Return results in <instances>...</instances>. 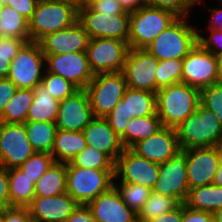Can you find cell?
I'll return each instance as SVG.
<instances>
[{
  "mask_svg": "<svg viewBox=\"0 0 222 222\" xmlns=\"http://www.w3.org/2000/svg\"><path fill=\"white\" fill-rule=\"evenodd\" d=\"M183 203H180L173 210L166 212L158 217L149 219L147 222H182Z\"/></svg>",
  "mask_w": 222,
  "mask_h": 222,
  "instance_id": "816d5d0a",
  "label": "cell"
},
{
  "mask_svg": "<svg viewBox=\"0 0 222 222\" xmlns=\"http://www.w3.org/2000/svg\"><path fill=\"white\" fill-rule=\"evenodd\" d=\"M214 222H222V207L213 213Z\"/></svg>",
  "mask_w": 222,
  "mask_h": 222,
  "instance_id": "680465c9",
  "label": "cell"
},
{
  "mask_svg": "<svg viewBox=\"0 0 222 222\" xmlns=\"http://www.w3.org/2000/svg\"><path fill=\"white\" fill-rule=\"evenodd\" d=\"M200 104L212 111L222 125V81L200 90Z\"/></svg>",
  "mask_w": 222,
  "mask_h": 222,
  "instance_id": "ab89813d",
  "label": "cell"
},
{
  "mask_svg": "<svg viewBox=\"0 0 222 222\" xmlns=\"http://www.w3.org/2000/svg\"><path fill=\"white\" fill-rule=\"evenodd\" d=\"M212 15L209 20V30H222V8L210 9Z\"/></svg>",
  "mask_w": 222,
  "mask_h": 222,
  "instance_id": "f5cc1de1",
  "label": "cell"
},
{
  "mask_svg": "<svg viewBox=\"0 0 222 222\" xmlns=\"http://www.w3.org/2000/svg\"><path fill=\"white\" fill-rule=\"evenodd\" d=\"M116 180L117 179L114 178V186L119 191L122 200L130 209L138 214L151 194L152 189L135 183L119 182L118 185V183L115 182Z\"/></svg>",
  "mask_w": 222,
  "mask_h": 222,
  "instance_id": "e575fe53",
  "label": "cell"
},
{
  "mask_svg": "<svg viewBox=\"0 0 222 222\" xmlns=\"http://www.w3.org/2000/svg\"><path fill=\"white\" fill-rule=\"evenodd\" d=\"M45 69L70 81L78 89H85L94 76L86 52L45 55Z\"/></svg>",
  "mask_w": 222,
  "mask_h": 222,
  "instance_id": "e0dca14e",
  "label": "cell"
},
{
  "mask_svg": "<svg viewBox=\"0 0 222 222\" xmlns=\"http://www.w3.org/2000/svg\"><path fill=\"white\" fill-rule=\"evenodd\" d=\"M157 112L151 116L130 119L126 132L120 137L124 148H131L139 141L145 140L162 128Z\"/></svg>",
  "mask_w": 222,
  "mask_h": 222,
  "instance_id": "f1b7e54d",
  "label": "cell"
},
{
  "mask_svg": "<svg viewBox=\"0 0 222 222\" xmlns=\"http://www.w3.org/2000/svg\"><path fill=\"white\" fill-rule=\"evenodd\" d=\"M0 36L30 38L29 22L10 6H3L0 14Z\"/></svg>",
  "mask_w": 222,
  "mask_h": 222,
  "instance_id": "d6a6232c",
  "label": "cell"
},
{
  "mask_svg": "<svg viewBox=\"0 0 222 222\" xmlns=\"http://www.w3.org/2000/svg\"><path fill=\"white\" fill-rule=\"evenodd\" d=\"M9 206L28 207L33 198L35 183L19 168L8 169Z\"/></svg>",
  "mask_w": 222,
  "mask_h": 222,
  "instance_id": "f546056e",
  "label": "cell"
},
{
  "mask_svg": "<svg viewBox=\"0 0 222 222\" xmlns=\"http://www.w3.org/2000/svg\"><path fill=\"white\" fill-rule=\"evenodd\" d=\"M28 141L35 152L51 154L57 128L53 122H25Z\"/></svg>",
  "mask_w": 222,
  "mask_h": 222,
  "instance_id": "1f68e13d",
  "label": "cell"
},
{
  "mask_svg": "<svg viewBox=\"0 0 222 222\" xmlns=\"http://www.w3.org/2000/svg\"><path fill=\"white\" fill-rule=\"evenodd\" d=\"M177 18L178 16L169 10L148 5L130 13L129 47L145 49Z\"/></svg>",
  "mask_w": 222,
  "mask_h": 222,
  "instance_id": "8992f818",
  "label": "cell"
},
{
  "mask_svg": "<svg viewBox=\"0 0 222 222\" xmlns=\"http://www.w3.org/2000/svg\"><path fill=\"white\" fill-rule=\"evenodd\" d=\"M34 101L33 89H17L11 100L6 104L0 122L7 124H24L29 107Z\"/></svg>",
  "mask_w": 222,
  "mask_h": 222,
  "instance_id": "4dcf8cb0",
  "label": "cell"
},
{
  "mask_svg": "<svg viewBox=\"0 0 222 222\" xmlns=\"http://www.w3.org/2000/svg\"><path fill=\"white\" fill-rule=\"evenodd\" d=\"M181 150L217 146L222 141V125L216 115L199 104L177 128Z\"/></svg>",
  "mask_w": 222,
  "mask_h": 222,
  "instance_id": "7a4b0ae2",
  "label": "cell"
},
{
  "mask_svg": "<svg viewBox=\"0 0 222 222\" xmlns=\"http://www.w3.org/2000/svg\"><path fill=\"white\" fill-rule=\"evenodd\" d=\"M8 0H0V3L3 4L4 6L7 5Z\"/></svg>",
  "mask_w": 222,
  "mask_h": 222,
  "instance_id": "e7e4bbea",
  "label": "cell"
},
{
  "mask_svg": "<svg viewBox=\"0 0 222 222\" xmlns=\"http://www.w3.org/2000/svg\"><path fill=\"white\" fill-rule=\"evenodd\" d=\"M0 222H4V210H0Z\"/></svg>",
  "mask_w": 222,
  "mask_h": 222,
  "instance_id": "be15d7a7",
  "label": "cell"
},
{
  "mask_svg": "<svg viewBox=\"0 0 222 222\" xmlns=\"http://www.w3.org/2000/svg\"><path fill=\"white\" fill-rule=\"evenodd\" d=\"M129 49L128 42L119 39H89L86 53L90 70L94 75L122 72Z\"/></svg>",
  "mask_w": 222,
  "mask_h": 222,
  "instance_id": "30bf717a",
  "label": "cell"
},
{
  "mask_svg": "<svg viewBox=\"0 0 222 222\" xmlns=\"http://www.w3.org/2000/svg\"><path fill=\"white\" fill-rule=\"evenodd\" d=\"M115 169L75 167L67 163L66 192L80 205H87L114 186Z\"/></svg>",
  "mask_w": 222,
  "mask_h": 222,
  "instance_id": "277c9868",
  "label": "cell"
},
{
  "mask_svg": "<svg viewBox=\"0 0 222 222\" xmlns=\"http://www.w3.org/2000/svg\"><path fill=\"white\" fill-rule=\"evenodd\" d=\"M127 88L123 72L94 75L85 88L94 117H105L110 113L121 101Z\"/></svg>",
  "mask_w": 222,
  "mask_h": 222,
  "instance_id": "ba28073f",
  "label": "cell"
},
{
  "mask_svg": "<svg viewBox=\"0 0 222 222\" xmlns=\"http://www.w3.org/2000/svg\"><path fill=\"white\" fill-rule=\"evenodd\" d=\"M16 55H3L0 54V79L8 78L10 64Z\"/></svg>",
  "mask_w": 222,
  "mask_h": 222,
  "instance_id": "db71d44e",
  "label": "cell"
},
{
  "mask_svg": "<svg viewBox=\"0 0 222 222\" xmlns=\"http://www.w3.org/2000/svg\"><path fill=\"white\" fill-rule=\"evenodd\" d=\"M41 85L51 94V97L62 101L71 96L78 88L65 78L48 72L46 69L41 80Z\"/></svg>",
  "mask_w": 222,
  "mask_h": 222,
  "instance_id": "74e56055",
  "label": "cell"
},
{
  "mask_svg": "<svg viewBox=\"0 0 222 222\" xmlns=\"http://www.w3.org/2000/svg\"><path fill=\"white\" fill-rule=\"evenodd\" d=\"M54 162L53 156L48 153L35 152L26 162L18 168L34 183L46 172Z\"/></svg>",
  "mask_w": 222,
  "mask_h": 222,
  "instance_id": "f35d334b",
  "label": "cell"
},
{
  "mask_svg": "<svg viewBox=\"0 0 222 222\" xmlns=\"http://www.w3.org/2000/svg\"><path fill=\"white\" fill-rule=\"evenodd\" d=\"M87 207L96 222H138L137 214L122 200L115 186L99 194Z\"/></svg>",
  "mask_w": 222,
  "mask_h": 222,
  "instance_id": "44dd1931",
  "label": "cell"
},
{
  "mask_svg": "<svg viewBox=\"0 0 222 222\" xmlns=\"http://www.w3.org/2000/svg\"><path fill=\"white\" fill-rule=\"evenodd\" d=\"M38 2L39 0H8L6 6L14 8L29 21Z\"/></svg>",
  "mask_w": 222,
  "mask_h": 222,
  "instance_id": "7dc6e473",
  "label": "cell"
},
{
  "mask_svg": "<svg viewBox=\"0 0 222 222\" xmlns=\"http://www.w3.org/2000/svg\"><path fill=\"white\" fill-rule=\"evenodd\" d=\"M65 222H96L87 205H79Z\"/></svg>",
  "mask_w": 222,
  "mask_h": 222,
  "instance_id": "f907efd6",
  "label": "cell"
},
{
  "mask_svg": "<svg viewBox=\"0 0 222 222\" xmlns=\"http://www.w3.org/2000/svg\"><path fill=\"white\" fill-rule=\"evenodd\" d=\"M220 154V163H222V141L216 146Z\"/></svg>",
  "mask_w": 222,
  "mask_h": 222,
  "instance_id": "6125c7cd",
  "label": "cell"
},
{
  "mask_svg": "<svg viewBox=\"0 0 222 222\" xmlns=\"http://www.w3.org/2000/svg\"><path fill=\"white\" fill-rule=\"evenodd\" d=\"M45 55L39 42L27 41L13 58L8 78L18 89H34L41 84Z\"/></svg>",
  "mask_w": 222,
  "mask_h": 222,
  "instance_id": "9c48e42d",
  "label": "cell"
},
{
  "mask_svg": "<svg viewBox=\"0 0 222 222\" xmlns=\"http://www.w3.org/2000/svg\"><path fill=\"white\" fill-rule=\"evenodd\" d=\"M80 204L67 192L34 197L28 206L33 222H65Z\"/></svg>",
  "mask_w": 222,
  "mask_h": 222,
  "instance_id": "603a6c76",
  "label": "cell"
},
{
  "mask_svg": "<svg viewBox=\"0 0 222 222\" xmlns=\"http://www.w3.org/2000/svg\"><path fill=\"white\" fill-rule=\"evenodd\" d=\"M49 1L63 2V3L73 5V6L77 7L78 9L80 8V0H49Z\"/></svg>",
  "mask_w": 222,
  "mask_h": 222,
  "instance_id": "6f0895ef",
  "label": "cell"
},
{
  "mask_svg": "<svg viewBox=\"0 0 222 222\" xmlns=\"http://www.w3.org/2000/svg\"><path fill=\"white\" fill-rule=\"evenodd\" d=\"M34 101L29 107L26 122H53L58 116L60 101L51 97V94L41 85L33 89Z\"/></svg>",
  "mask_w": 222,
  "mask_h": 222,
  "instance_id": "484cf974",
  "label": "cell"
},
{
  "mask_svg": "<svg viewBox=\"0 0 222 222\" xmlns=\"http://www.w3.org/2000/svg\"><path fill=\"white\" fill-rule=\"evenodd\" d=\"M184 204L194 210L214 213L222 207V186L210 184L189 189Z\"/></svg>",
  "mask_w": 222,
  "mask_h": 222,
  "instance_id": "83f0119b",
  "label": "cell"
},
{
  "mask_svg": "<svg viewBox=\"0 0 222 222\" xmlns=\"http://www.w3.org/2000/svg\"><path fill=\"white\" fill-rule=\"evenodd\" d=\"M220 160L216 146L186 149L189 189L212 184Z\"/></svg>",
  "mask_w": 222,
  "mask_h": 222,
  "instance_id": "d6986e66",
  "label": "cell"
},
{
  "mask_svg": "<svg viewBox=\"0 0 222 222\" xmlns=\"http://www.w3.org/2000/svg\"><path fill=\"white\" fill-rule=\"evenodd\" d=\"M9 207V178L8 170L0 166V210Z\"/></svg>",
  "mask_w": 222,
  "mask_h": 222,
  "instance_id": "681fc988",
  "label": "cell"
},
{
  "mask_svg": "<svg viewBox=\"0 0 222 222\" xmlns=\"http://www.w3.org/2000/svg\"><path fill=\"white\" fill-rule=\"evenodd\" d=\"M159 175V164L124 148L115 162V178L119 182L135 183L153 189Z\"/></svg>",
  "mask_w": 222,
  "mask_h": 222,
  "instance_id": "2e32d148",
  "label": "cell"
},
{
  "mask_svg": "<svg viewBox=\"0 0 222 222\" xmlns=\"http://www.w3.org/2000/svg\"><path fill=\"white\" fill-rule=\"evenodd\" d=\"M87 147L83 132L57 130L51 152L54 161L70 163L75 156Z\"/></svg>",
  "mask_w": 222,
  "mask_h": 222,
  "instance_id": "d4e9b609",
  "label": "cell"
},
{
  "mask_svg": "<svg viewBox=\"0 0 222 222\" xmlns=\"http://www.w3.org/2000/svg\"><path fill=\"white\" fill-rule=\"evenodd\" d=\"M78 21V8L63 2L39 0L29 22L30 41L39 42L47 34Z\"/></svg>",
  "mask_w": 222,
  "mask_h": 222,
  "instance_id": "5b68a950",
  "label": "cell"
},
{
  "mask_svg": "<svg viewBox=\"0 0 222 222\" xmlns=\"http://www.w3.org/2000/svg\"><path fill=\"white\" fill-rule=\"evenodd\" d=\"M94 12L110 15L130 14L125 12L118 0H95L88 5Z\"/></svg>",
  "mask_w": 222,
  "mask_h": 222,
  "instance_id": "7bdbcfd3",
  "label": "cell"
},
{
  "mask_svg": "<svg viewBox=\"0 0 222 222\" xmlns=\"http://www.w3.org/2000/svg\"><path fill=\"white\" fill-rule=\"evenodd\" d=\"M157 115L162 126L177 128L189 115L197 111L200 90L181 82L156 92Z\"/></svg>",
  "mask_w": 222,
  "mask_h": 222,
  "instance_id": "6da1fadb",
  "label": "cell"
},
{
  "mask_svg": "<svg viewBox=\"0 0 222 222\" xmlns=\"http://www.w3.org/2000/svg\"><path fill=\"white\" fill-rule=\"evenodd\" d=\"M156 112V93L127 88L121 101L104 118L120 138L130 119L151 116Z\"/></svg>",
  "mask_w": 222,
  "mask_h": 222,
  "instance_id": "52a82bcc",
  "label": "cell"
},
{
  "mask_svg": "<svg viewBox=\"0 0 222 222\" xmlns=\"http://www.w3.org/2000/svg\"><path fill=\"white\" fill-rule=\"evenodd\" d=\"M35 153L24 124L0 122V166L18 168Z\"/></svg>",
  "mask_w": 222,
  "mask_h": 222,
  "instance_id": "5bb4252c",
  "label": "cell"
},
{
  "mask_svg": "<svg viewBox=\"0 0 222 222\" xmlns=\"http://www.w3.org/2000/svg\"><path fill=\"white\" fill-rule=\"evenodd\" d=\"M94 118L90 100L85 89H78L60 101L55 121L57 130L82 132Z\"/></svg>",
  "mask_w": 222,
  "mask_h": 222,
  "instance_id": "ac0fdd59",
  "label": "cell"
},
{
  "mask_svg": "<svg viewBox=\"0 0 222 222\" xmlns=\"http://www.w3.org/2000/svg\"><path fill=\"white\" fill-rule=\"evenodd\" d=\"M202 2L204 0H145V5L169 10L178 17H189L192 8Z\"/></svg>",
  "mask_w": 222,
  "mask_h": 222,
  "instance_id": "60d3db41",
  "label": "cell"
},
{
  "mask_svg": "<svg viewBox=\"0 0 222 222\" xmlns=\"http://www.w3.org/2000/svg\"><path fill=\"white\" fill-rule=\"evenodd\" d=\"M183 59L160 60L156 69V92L164 87L182 82Z\"/></svg>",
  "mask_w": 222,
  "mask_h": 222,
  "instance_id": "8d00e7d4",
  "label": "cell"
},
{
  "mask_svg": "<svg viewBox=\"0 0 222 222\" xmlns=\"http://www.w3.org/2000/svg\"><path fill=\"white\" fill-rule=\"evenodd\" d=\"M159 60L146 49H129L123 74L127 87L156 93V69Z\"/></svg>",
  "mask_w": 222,
  "mask_h": 222,
  "instance_id": "9a60e30c",
  "label": "cell"
},
{
  "mask_svg": "<svg viewBox=\"0 0 222 222\" xmlns=\"http://www.w3.org/2000/svg\"><path fill=\"white\" fill-rule=\"evenodd\" d=\"M88 42V33L79 21L72 26L47 34L39 41L44 55L86 52Z\"/></svg>",
  "mask_w": 222,
  "mask_h": 222,
  "instance_id": "7402d4cb",
  "label": "cell"
},
{
  "mask_svg": "<svg viewBox=\"0 0 222 222\" xmlns=\"http://www.w3.org/2000/svg\"><path fill=\"white\" fill-rule=\"evenodd\" d=\"M3 6H4V5L0 3V14H1V11H2Z\"/></svg>",
  "mask_w": 222,
  "mask_h": 222,
  "instance_id": "03108f58",
  "label": "cell"
},
{
  "mask_svg": "<svg viewBox=\"0 0 222 222\" xmlns=\"http://www.w3.org/2000/svg\"><path fill=\"white\" fill-rule=\"evenodd\" d=\"M28 207L9 206L4 209V222H31Z\"/></svg>",
  "mask_w": 222,
  "mask_h": 222,
  "instance_id": "f6af8a7d",
  "label": "cell"
},
{
  "mask_svg": "<svg viewBox=\"0 0 222 222\" xmlns=\"http://www.w3.org/2000/svg\"><path fill=\"white\" fill-rule=\"evenodd\" d=\"M180 203L173 197L151 192L143 208L137 214L138 222H147L176 208Z\"/></svg>",
  "mask_w": 222,
  "mask_h": 222,
  "instance_id": "836d02e7",
  "label": "cell"
},
{
  "mask_svg": "<svg viewBox=\"0 0 222 222\" xmlns=\"http://www.w3.org/2000/svg\"><path fill=\"white\" fill-rule=\"evenodd\" d=\"M187 18L178 17L145 49L159 61L183 59L198 43V28Z\"/></svg>",
  "mask_w": 222,
  "mask_h": 222,
  "instance_id": "3957f363",
  "label": "cell"
},
{
  "mask_svg": "<svg viewBox=\"0 0 222 222\" xmlns=\"http://www.w3.org/2000/svg\"><path fill=\"white\" fill-rule=\"evenodd\" d=\"M78 21L89 39L115 38L129 40L130 14L110 15L94 12L89 6L78 9Z\"/></svg>",
  "mask_w": 222,
  "mask_h": 222,
  "instance_id": "7c38bea8",
  "label": "cell"
},
{
  "mask_svg": "<svg viewBox=\"0 0 222 222\" xmlns=\"http://www.w3.org/2000/svg\"><path fill=\"white\" fill-rule=\"evenodd\" d=\"M158 179L152 191L175 198L184 203L188 197L186 149L181 150L168 161L159 164Z\"/></svg>",
  "mask_w": 222,
  "mask_h": 222,
  "instance_id": "4fadbf2b",
  "label": "cell"
},
{
  "mask_svg": "<svg viewBox=\"0 0 222 222\" xmlns=\"http://www.w3.org/2000/svg\"><path fill=\"white\" fill-rule=\"evenodd\" d=\"M220 81L217 56L197 43L183 58L182 82L202 90Z\"/></svg>",
  "mask_w": 222,
  "mask_h": 222,
  "instance_id": "8fae6325",
  "label": "cell"
},
{
  "mask_svg": "<svg viewBox=\"0 0 222 222\" xmlns=\"http://www.w3.org/2000/svg\"><path fill=\"white\" fill-rule=\"evenodd\" d=\"M217 59H218L219 76L222 81V54L218 55Z\"/></svg>",
  "mask_w": 222,
  "mask_h": 222,
  "instance_id": "91938a15",
  "label": "cell"
},
{
  "mask_svg": "<svg viewBox=\"0 0 222 222\" xmlns=\"http://www.w3.org/2000/svg\"><path fill=\"white\" fill-rule=\"evenodd\" d=\"M138 156L158 164L164 163L181 151L175 128L162 127L149 138L130 148Z\"/></svg>",
  "mask_w": 222,
  "mask_h": 222,
  "instance_id": "ffe728a7",
  "label": "cell"
},
{
  "mask_svg": "<svg viewBox=\"0 0 222 222\" xmlns=\"http://www.w3.org/2000/svg\"><path fill=\"white\" fill-rule=\"evenodd\" d=\"M27 41H30V38L0 36V54L17 55Z\"/></svg>",
  "mask_w": 222,
  "mask_h": 222,
  "instance_id": "ee69618b",
  "label": "cell"
},
{
  "mask_svg": "<svg viewBox=\"0 0 222 222\" xmlns=\"http://www.w3.org/2000/svg\"><path fill=\"white\" fill-rule=\"evenodd\" d=\"M70 163L81 168L115 169V162L107 154L88 145Z\"/></svg>",
  "mask_w": 222,
  "mask_h": 222,
  "instance_id": "d590c367",
  "label": "cell"
},
{
  "mask_svg": "<svg viewBox=\"0 0 222 222\" xmlns=\"http://www.w3.org/2000/svg\"><path fill=\"white\" fill-rule=\"evenodd\" d=\"M198 30L197 41L198 44L207 51L213 53L215 56L222 54V30H209V34L205 36ZM201 32V33H200Z\"/></svg>",
  "mask_w": 222,
  "mask_h": 222,
  "instance_id": "b9f144b4",
  "label": "cell"
},
{
  "mask_svg": "<svg viewBox=\"0 0 222 222\" xmlns=\"http://www.w3.org/2000/svg\"><path fill=\"white\" fill-rule=\"evenodd\" d=\"M125 12L132 13L145 5V0H118Z\"/></svg>",
  "mask_w": 222,
  "mask_h": 222,
  "instance_id": "11a10c76",
  "label": "cell"
},
{
  "mask_svg": "<svg viewBox=\"0 0 222 222\" xmlns=\"http://www.w3.org/2000/svg\"><path fill=\"white\" fill-rule=\"evenodd\" d=\"M82 132L88 146L107 154L114 162L122 154L121 140L104 117H94Z\"/></svg>",
  "mask_w": 222,
  "mask_h": 222,
  "instance_id": "cb8c5ba5",
  "label": "cell"
},
{
  "mask_svg": "<svg viewBox=\"0 0 222 222\" xmlns=\"http://www.w3.org/2000/svg\"><path fill=\"white\" fill-rule=\"evenodd\" d=\"M182 222H214L213 213L194 210L183 203Z\"/></svg>",
  "mask_w": 222,
  "mask_h": 222,
  "instance_id": "c3c4849f",
  "label": "cell"
},
{
  "mask_svg": "<svg viewBox=\"0 0 222 222\" xmlns=\"http://www.w3.org/2000/svg\"><path fill=\"white\" fill-rule=\"evenodd\" d=\"M93 1H95V0H80V8L88 6Z\"/></svg>",
  "mask_w": 222,
  "mask_h": 222,
  "instance_id": "94428289",
  "label": "cell"
},
{
  "mask_svg": "<svg viewBox=\"0 0 222 222\" xmlns=\"http://www.w3.org/2000/svg\"><path fill=\"white\" fill-rule=\"evenodd\" d=\"M213 185L222 186V163H219L218 170L214 176Z\"/></svg>",
  "mask_w": 222,
  "mask_h": 222,
  "instance_id": "9f6ffc18",
  "label": "cell"
},
{
  "mask_svg": "<svg viewBox=\"0 0 222 222\" xmlns=\"http://www.w3.org/2000/svg\"><path fill=\"white\" fill-rule=\"evenodd\" d=\"M67 164L54 161L35 183L34 197L55 196L66 192Z\"/></svg>",
  "mask_w": 222,
  "mask_h": 222,
  "instance_id": "4316f807",
  "label": "cell"
},
{
  "mask_svg": "<svg viewBox=\"0 0 222 222\" xmlns=\"http://www.w3.org/2000/svg\"><path fill=\"white\" fill-rule=\"evenodd\" d=\"M17 86L9 79H0V116L4 113L6 104L17 91Z\"/></svg>",
  "mask_w": 222,
  "mask_h": 222,
  "instance_id": "bcb514c9",
  "label": "cell"
}]
</instances>
